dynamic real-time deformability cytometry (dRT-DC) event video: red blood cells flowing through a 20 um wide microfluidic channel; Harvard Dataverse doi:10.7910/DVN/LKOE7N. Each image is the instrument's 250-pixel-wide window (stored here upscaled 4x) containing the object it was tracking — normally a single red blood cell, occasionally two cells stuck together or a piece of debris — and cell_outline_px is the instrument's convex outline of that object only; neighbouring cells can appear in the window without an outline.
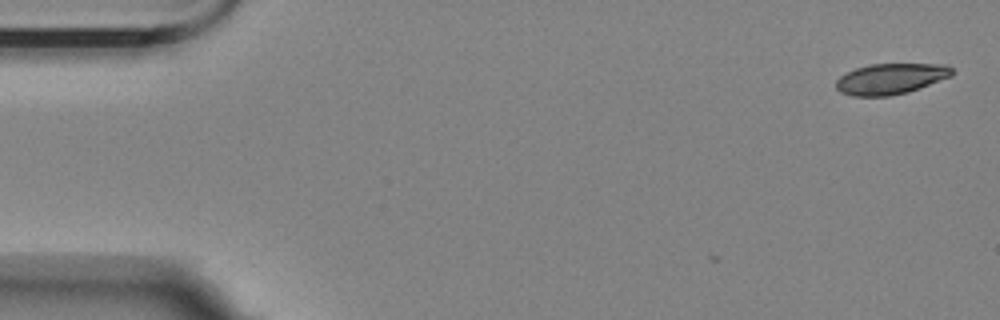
{"species": "Egyptian fruit bat (a non-hibernating species)", "species_latin": "Rousettus aegyptiacus", "temperature_condition": "room temperature", "stored_images_in_passage": 3, "camera_frame_rate_fps": 3000, "um_per_image_px": 0.085, "animal": {"sex": "female"}, "frame": {"image": 1, "passage_image": 3, "time_ms": 0.667, "image_size_px": [1000, 320], "cell_outline_px": [[956, 72], [952, 76], [920, 88], [908, 92], [888, 96], [852, 96], [840, 92], [836, 88], [836, 80], [840, 76], [856, 68], [868, 64], [948, 64]], "centroid_in_image_um": [75.74, 6.69], "position_along_channel_um": 9.3, "area_um2": 20.98}}